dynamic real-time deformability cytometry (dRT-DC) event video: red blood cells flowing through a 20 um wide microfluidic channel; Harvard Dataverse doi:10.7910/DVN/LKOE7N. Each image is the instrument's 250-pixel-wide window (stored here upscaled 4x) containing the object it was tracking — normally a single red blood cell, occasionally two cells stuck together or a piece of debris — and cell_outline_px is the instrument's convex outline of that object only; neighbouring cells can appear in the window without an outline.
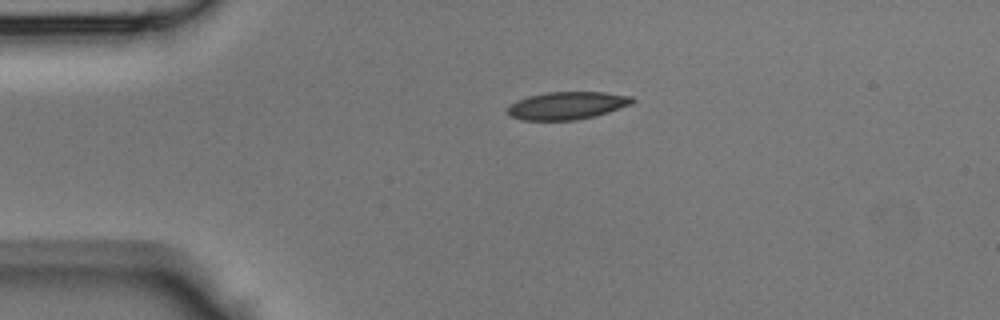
{"species": "Egyptian fruit bat (a non-hibernating species)", "species_latin": "Rousettus aegyptiacus", "temperature_condition": "room temperature", "stored_images_in_passage": 35, "camera_frame_rate_fps": 3000, "um_per_image_px": 0.085, "animal": {"sex": "male"}, "frame": {"image": 1, "passage_image": 1, "time_ms": 0.0, "image_size_px": [1000, 320], "cell_outline_px": [[636, 100], [632, 104], [596, 116], [576, 120], [524, 120], [508, 116], [508, 108], [516, 100], [528, 96], [548, 92], [604, 92], [632, 96]], "centroid_in_image_um": [48.22, 8.97], "position_along_channel_um": 36.8, "area_um2": 20.17}}
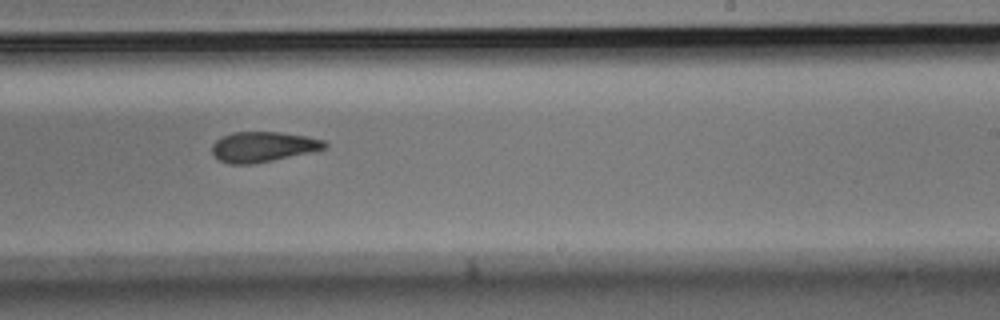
{"frame": {"image": 2, "passage_image": 18, "time_ms": 5.667, "image_size_px": [1000, 320], "cell_outline_px": [[328, 148], [312, 152], [252, 164], [228, 164], [220, 160], [212, 152], [212, 144], [220, 136], [232, 132], [280, 132], [304, 136], [324, 140], [328, 144]], "centroid_in_image_um": [22.36, 12.47], "position_along_channel_um": 266.6, "area_um2": 19.88}}
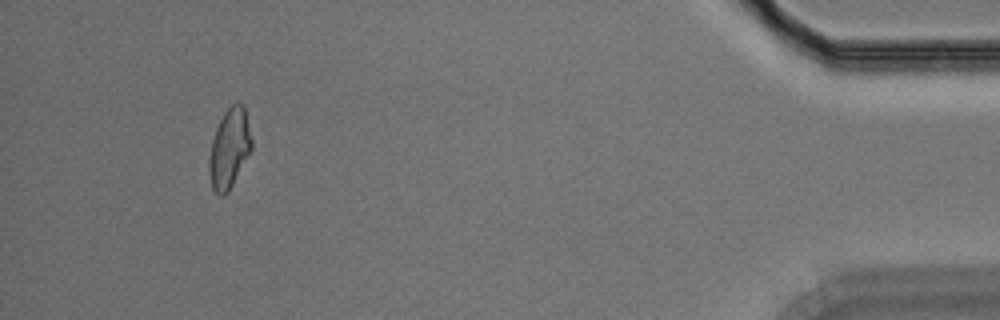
{"frame": {"image": 3, "passage_image": 32, "time_ms": 10.333, "image_size_px": [1000, 320], "cell_outline_px": [[252, 148], [228, 192], [224, 196], [220, 196], [212, 188], [208, 168], [208, 160], [212, 140], [216, 128], [224, 112], [232, 104], [240, 100], [244, 104], [252, 140]], "centroid_in_image_um": [19.49, 12.59], "position_along_channel_um": 415.7, "area_um2": 19.71}}